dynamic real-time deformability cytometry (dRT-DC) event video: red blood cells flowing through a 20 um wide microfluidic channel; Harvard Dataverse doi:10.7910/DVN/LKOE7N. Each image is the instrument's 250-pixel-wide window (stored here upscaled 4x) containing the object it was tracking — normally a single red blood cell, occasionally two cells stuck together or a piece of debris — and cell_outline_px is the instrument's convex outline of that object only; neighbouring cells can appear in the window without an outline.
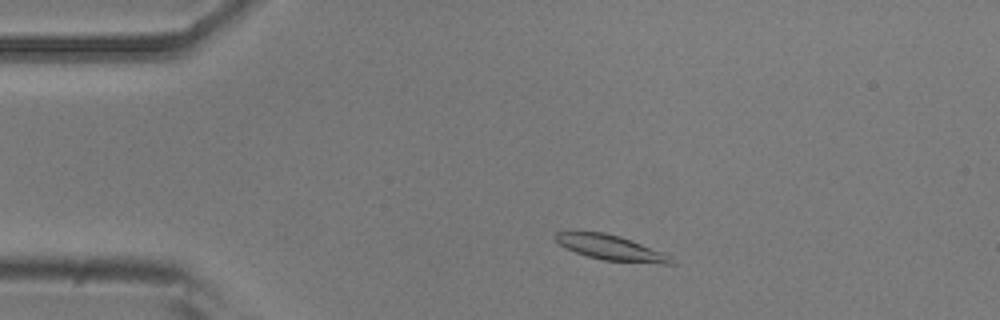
{"species": "common noctule bat (a hibernating species)", "species_latin": "Nyctalus noctula", "temperature_condition": "room temperature", "stored_images_in_passage": 47, "camera_frame_rate_fps": 3000, "um_per_image_px": 0.085, "animal": {"sex": "male", "body_mass_g": 20.5, "forearm_length_mm": 52.5}, "frame": {"image": 1, "passage_image": 6, "time_ms": 1.667, "image_size_px": [1000, 320], "cell_outline_px": [[676, 264], [664, 264], [604, 260], [588, 256], [576, 252], [560, 244], [552, 236], [556, 232], [604, 232], [620, 236], [632, 240], [664, 252], [672, 256]], "centroid_in_image_um": [52.0, 21.06], "position_along_channel_um": 33.0, "area_um2": 16.88}}
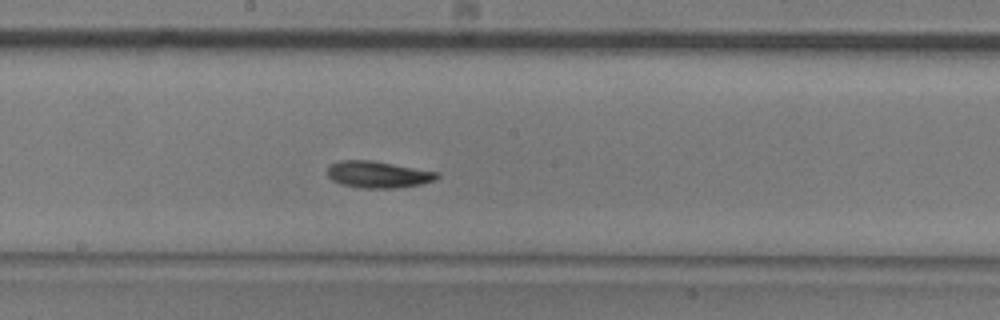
{"frame": {"image": 2, "passage_image": 24, "time_ms": 7.667, "image_size_px": [1000, 320], "cell_outline_px": [[440, 176], [436, 180], [420, 184], [400, 188], [364, 188], [340, 184], [332, 180], [328, 176], [328, 164], [340, 160], [372, 160], [440, 172]], "centroid_in_image_um": [32.15, 14.83], "position_along_channel_um": 216.0, "area_um2": 17.28}}
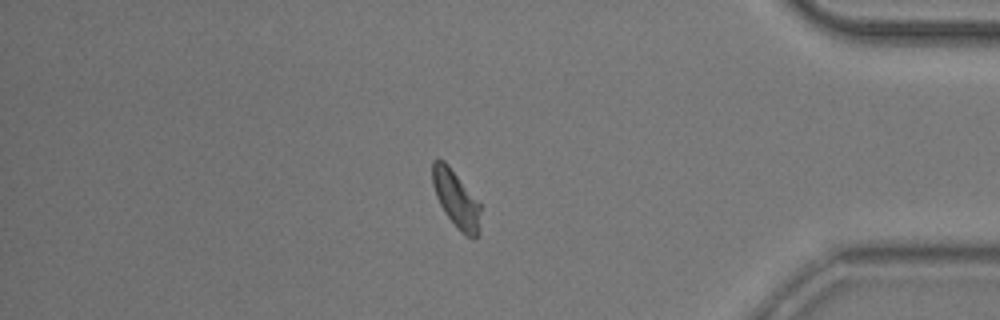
{"frame": {"image": 3, "passage_image": 41, "time_ms": 13.333, "image_size_px": [1000, 320], "cell_outline_px": [[480, 236], [472, 240], [460, 232], [444, 212], [436, 196], [432, 184], [432, 160], [444, 160], [448, 164], [480, 204]], "centroid_in_image_um": [38.78, 16.98], "position_along_channel_um": 396.4, "area_um2": 16.07}, "authors_computed_cell_mechanics": {"area_um2": 16.473, "velocity_mm_per_s": 3.7565, "shape_relaxation_time_tau1_ms": 2.7156, "shape_relaxation_time_tau2_ms": 3.6702, "deformation_change_tau1": 0.1361, "deformation_change_tau2": 0.092}}